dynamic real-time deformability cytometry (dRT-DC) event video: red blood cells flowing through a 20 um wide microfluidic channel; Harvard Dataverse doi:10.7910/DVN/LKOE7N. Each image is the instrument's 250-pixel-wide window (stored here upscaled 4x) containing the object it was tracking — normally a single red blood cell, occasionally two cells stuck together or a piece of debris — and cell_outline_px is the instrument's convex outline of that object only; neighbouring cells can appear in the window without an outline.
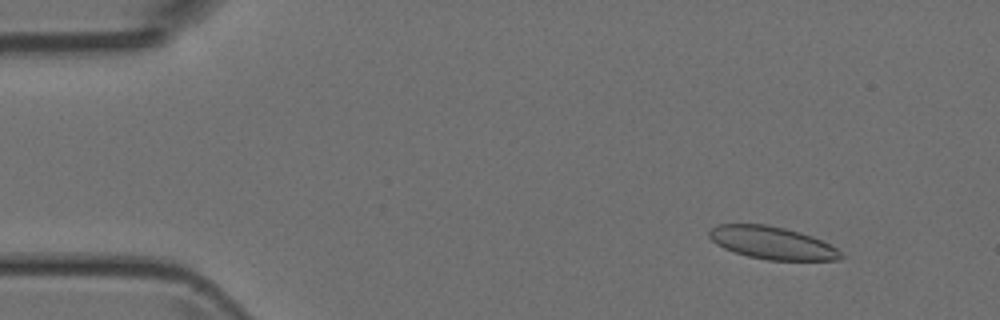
{"species": "Egyptian fruit bat (a non-hibernating species)", "species_latin": "Rousettus aegyptiacus", "temperature_condition": "room temperature", "stored_images_in_passage": 46, "camera_frame_rate_fps": 3000, "um_per_image_px": 0.085, "animal": {"sex": "female"}, "frame": {"image": 1, "passage_image": 2, "time_ms": 0.333, "image_size_px": [1000, 320], "cell_outline_px": [[844, 256], [840, 260], [768, 260], [748, 256], [724, 248], [716, 244], [708, 236], [708, 232], [716, 224], [768, 224], [800, 232], [812, 236], [836, 248]], "centroid_in_image_um": [65.62, 20.64], "position_along_channel_um": 19.4, "area_um2": 24.91}}
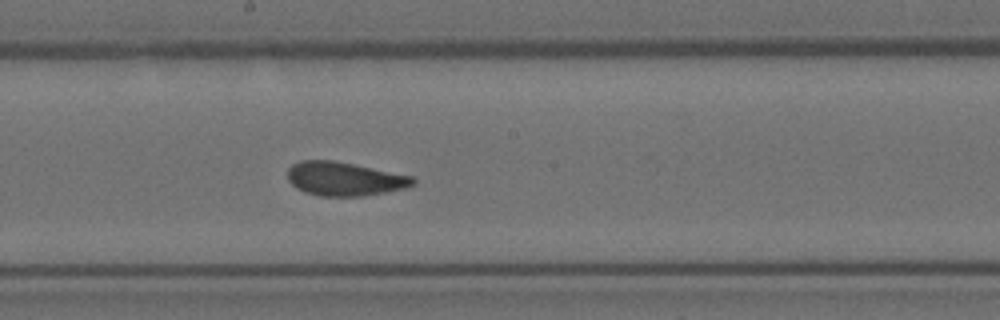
{"frame": {"image": 2, "passage_image": 23, "time_ms": 7.333, "image_size_px": [1000, 320], "cell_outline_px": [[416, 184], [404, 188], [364, 196], [320, 196], [304, 192], [296, 188], [288, 180], [288, 168], [292, 164], [300, 160], [332, 160], [412, 176], [416, 180]], "centroid_in_image_um": [29.25, 15.2], "position_along_channel_um": 219.0, "area_um2": 24.57}}
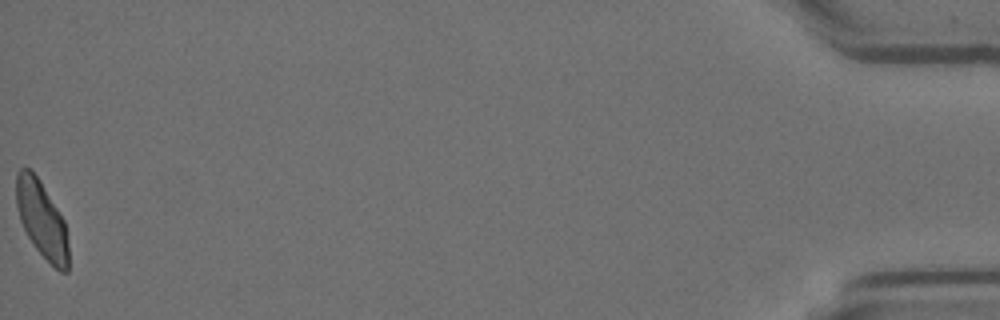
{"frame": {"image": 3, "passage_image": 46, "time_ms": 15.0, "image_size_px": [1000, 320], "cell_outline_px": [[68, 272], [60, 272], [36, 248], [28, 236], [20, 220], [16, 204], [16, 172], [20, 168], [28, 168], [40, 180], [64, 220], [68, 244]], "centroid_in_image_um": [3.54, 18.64], "position_along_channel_um": 431.7, "area_um2": 23.0}}